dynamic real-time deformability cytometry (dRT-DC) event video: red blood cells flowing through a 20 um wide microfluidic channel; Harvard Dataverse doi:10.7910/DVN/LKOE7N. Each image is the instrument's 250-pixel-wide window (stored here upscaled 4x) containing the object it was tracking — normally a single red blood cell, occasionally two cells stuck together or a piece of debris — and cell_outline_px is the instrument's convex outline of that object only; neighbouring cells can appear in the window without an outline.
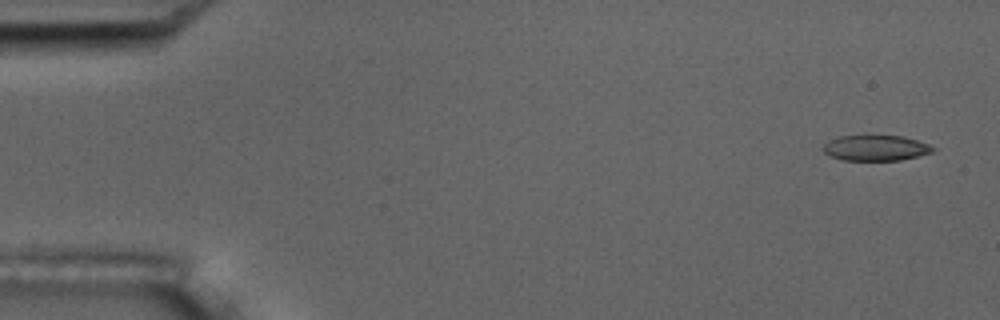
{"species": "common noctule bat (a hibernating species)", "species_latin": "Nyctalus noctula", "temperature_condition": "room temperature", "stored_images_in_passage": 4, "camera_frame_rate_fps": 3000, "um_per_image_px": 0.085, "animal": {"sex": "male", "body_mass_g": 17.5, "forearm_length_mm": 52.3}, "frame": {"image": 1, "passage_image": 1, "time_ms": 0.0, "image_size_px": [1000, 320], "cell_outline_px": [[936, 148], [932, 152], [920, 156], [900, 160], [844, 160], [832, 156], [824, 152], [820, 148], [828, 140], [840, 136], [904, 136], [928, 144]], "centroid_in_image_um": [74.43, 12.58], "position_along_channel_um": 10.6, "area_um2": 16.3}}
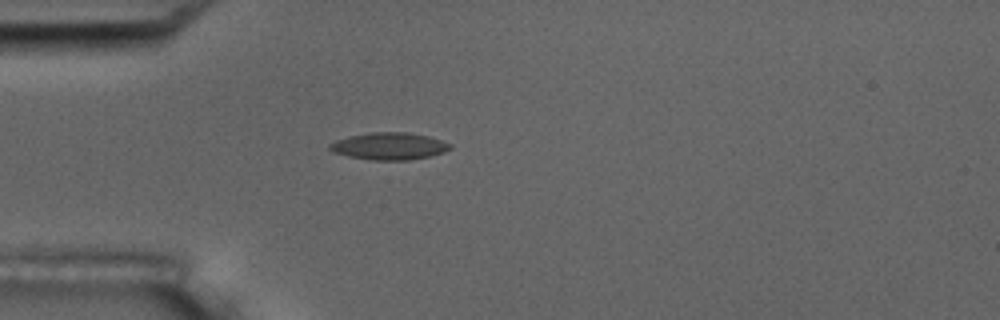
{"frame": {"image": 2, "passage_image": 4, "time_ms": 4.333, "image_size_px": [1000, 320], "cell_outline_px": [[452, 148], [444, 152], [428, 156], [408, 160], [372, 160], [348, 156], [332, 152], [328, 148], [328, 144], [336, 140], [348, 136], [372, 132], [408, 132], [428, 136], [452, 144]], "centroid_in_image_um": [33.06, 12.42], "position_along_channel_um": 51.9, "area_um2": 19.07}}